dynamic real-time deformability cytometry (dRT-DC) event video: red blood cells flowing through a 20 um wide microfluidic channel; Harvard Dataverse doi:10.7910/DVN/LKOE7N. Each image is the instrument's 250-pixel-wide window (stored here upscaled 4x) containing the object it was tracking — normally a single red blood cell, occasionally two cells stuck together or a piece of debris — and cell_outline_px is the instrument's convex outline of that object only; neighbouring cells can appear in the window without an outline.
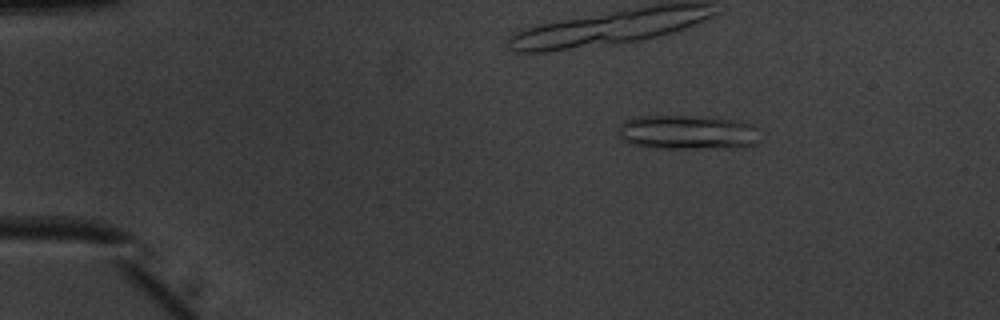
{"species": "common noctule bat (a hibernating species)", "species_latin": "Nyctalus noctula", "temperature_condition": "warm", "stored_images_in_passage": 29, "camera_frame_rate_fps": 3000, "um_per_image_px": 0.085, "animal": {"sex": "male", "body_mass_g": 20.1, "forearm_length_mm": 53.5}, "frame": {"image": 1, "passage_image": 9, "time_ms": 2.667, "image_size_px": [1000, 320], "cell_outline_px": [[756, 144], [744, 148], [652, 148], [636, 144], [624, 140], [616, 132], [620, 124], [624, 120], [640, 116], [712, 116], [736, 120], [752, 124], [756, 128]], "centroid_in_image_um": [58.45, 11.24], "position_along_channel_um": 26.5, "area_um2": 28.67}}